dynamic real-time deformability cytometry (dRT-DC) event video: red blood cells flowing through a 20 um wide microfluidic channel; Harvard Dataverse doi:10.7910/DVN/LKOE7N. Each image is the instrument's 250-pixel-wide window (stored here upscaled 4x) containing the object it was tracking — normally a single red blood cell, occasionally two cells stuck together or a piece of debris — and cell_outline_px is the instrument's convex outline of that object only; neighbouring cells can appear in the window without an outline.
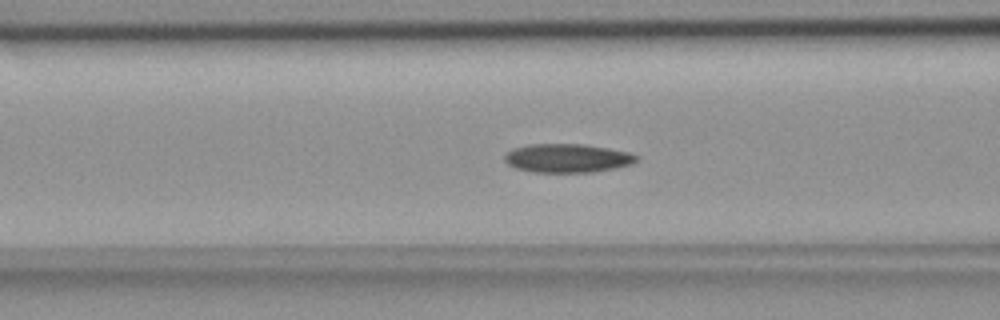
{"species": "common noctule bat (a hibernating species)", "species_latin": "Nyctalus noctula", "temperature_condition": "room temperature", "stored_images_in_passage": 47, "camera_frame_rate_fps": 3000, "um_per_image_px": 0.085, "animal": {"sex": "female", "body_mass_g": 18.4}, "frame": {"image": 1, "passage_image": 20, "time_ms": 6.333, "image_size_px": [1000, 320], "cell_outline_px": [[640, 156], [632, 164], [616, 168], [592, 172], [532, 172], [516, 168], [508, 164], [504, 160], [504, 156], [512, 148], [528, 144], [584, 144], [608, 148], [628, 152]], "centroid_in_image_um": [48.22, 13.44], "position_along_channel_um": 118.4, "area_um2": 22.14}}
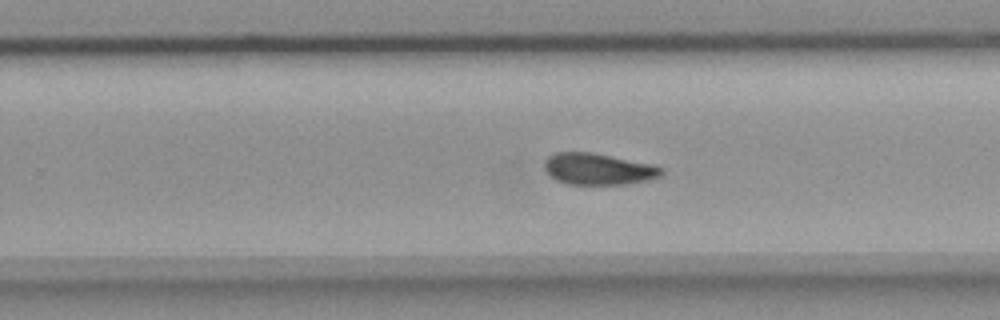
{"frame": {"image": 2, "passage_image": 33, "time_ms": 10.667, "image_size_px": [1000, 320], "cell_outline_px": [[664, 172], [660, 176], [648, 180], [628, 184], [568, 184], [556, 180], [544, 168], [544, 160], [548, 156], [556, 152], [592, 152], [656, 164], [664, 168]], "centroid_in_image_um": [50.9, 14.35], "position_along_channel_um": 278.9, "area_um2": 21.73}}
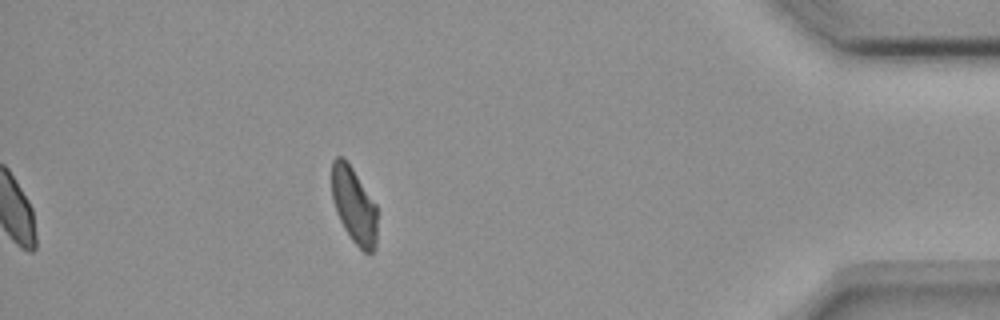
{"frame": {"image": 3, "passage_image": 47, "time_ms": 15.333, "image_size_px": [1000, 320], "cell_outline_px": [[376, 248], [372, 252], [364, 252], [352, 240], [344, 228], [336, 212], [332, 200], [332, 160], [336, 156], [344, 156], [376, 204]], "centroid_in_image_um": [30.07, 17.44], "position_along_channel_um": 405.1, "area_um2": 20.11}, "authors_computed_cell_mechanics": {"area_um2": 22.0796, "velocity_mm_per_s": 3.7208, "shape_relaxation_time_tau1_ms": 10.5227, "shape_relaxation_time_tau2_ms": 7.7319, "deformation_change_tau1": 0.1873, "deformation_change_tau2": 0.1193}}